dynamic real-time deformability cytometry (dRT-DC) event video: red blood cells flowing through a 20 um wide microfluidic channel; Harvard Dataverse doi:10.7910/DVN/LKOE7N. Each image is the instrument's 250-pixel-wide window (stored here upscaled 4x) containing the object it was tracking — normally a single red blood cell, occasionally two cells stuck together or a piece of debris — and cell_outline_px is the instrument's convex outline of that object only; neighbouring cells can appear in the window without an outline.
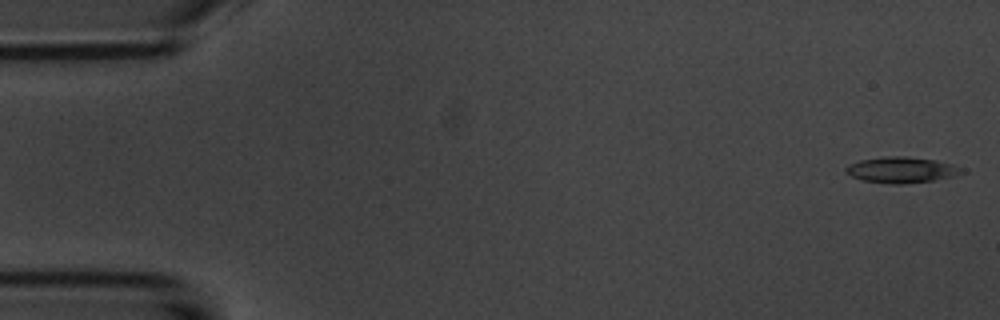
{"species": "common noctule bat (a hibernating species)", "species_latin": "Nyctalus noctula", "temperature_condition": "room temperature", "stored_images_in_passage": 53, "camera_frame_rate_fps": 3000, "um_per_image_px": 0.085, "animal": {"sex": "male", "body_mass_g": 20.1, "forearm_length_mm": 53.5}, "frame": {"image": 1, "passage_image": 1, "time_ms": 0.0, "image_size_px": [1000, 320], "cell_outline_px": [[968, 172], [956, 176], [932, 180], [904, 184], [892, 184], [864, 180], [852, 176], [844, 172], [844, 168], [848, 164], [860, 160], [888, 156], [904, 156], [936, 160], [952, 164], [964, 168]], "centroid_in_image_um": [76.67, 14.44], "position_along_channel_um": 8.3, "area_um2": 17.63}}
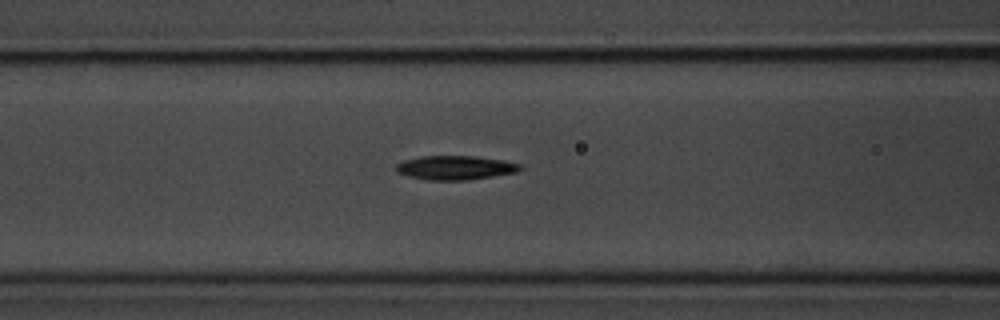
{"frame": {"image": 2, "passage_image": 21, "time_ms": 6.667, "image_size_px": [1000, 320], "cell_outline_px": [[524, 168], [516, 172], [492, 176], [464, 180], [428, 180], [408, 176], [396, 172], [396, 164], [404, 160], [420, 156], [476, 156], [500, 160], [520, 164]], "centroid_in_image_um": [38.67, 14.25], "position_along_channel_um": 127.9, "area_um2": 17.28}}
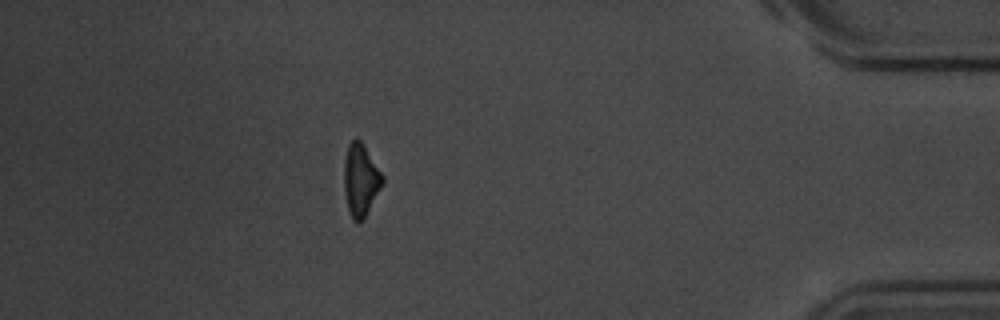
{"frame": {"image": 3, "passage_image": 47, "time_ms": 15.333, "image_size_px": [1000, 320], "cell_outline_px": [[384, 180], [380, 188], [364, 216], [360, 220], [352, 220], [348, 208], [344, 192], [344, 160], [348, 144], [356, 136], [364, 144], [384, 176]], "centroid_in_image_um": [30.64, 15.21], "position_along_channel_um": 404.6, "area_um2": 15.95}, "authors_computed_cell_mechanics": {"area_um2": 16.8198, "velocity_mm_per_s": 3.74, "shape_relaxation_time_tau1_ms": 2.2436, "shape_relaxation_time_tau2_ms": 9.8711, "deformation_change_tau1": 0.129, "deformation_change_tau2": 0.209}}